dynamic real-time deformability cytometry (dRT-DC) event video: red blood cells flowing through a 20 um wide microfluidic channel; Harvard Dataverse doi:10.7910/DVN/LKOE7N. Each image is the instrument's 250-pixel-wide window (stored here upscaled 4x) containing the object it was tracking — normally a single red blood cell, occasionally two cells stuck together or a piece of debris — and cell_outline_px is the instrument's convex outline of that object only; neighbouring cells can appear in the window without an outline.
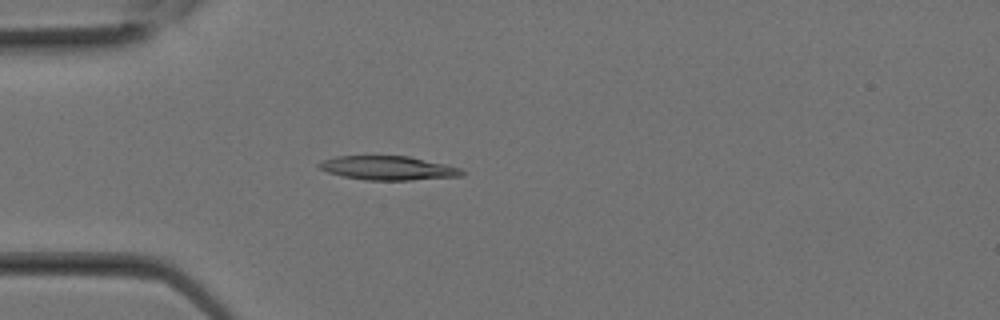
{"species": "Egyptian fruit bat (a non-hibernating species)", "species_latin": "Rousettus aegyptiacus", "temperature_condition": "room temperature", "stored_images_in_passage": 9, "camera_frame_rate_fps": 3000, "um_per_image_px": 0.085, "animal": {"sex": "female"}, "frame": {"image": 1, "passage_image": 7, "time_ms": 2.0, "image_size_px": [1000, 320], "cell_outline_px": [[464, 176], [412, 180], [364, 180], [344, 176], [328, 172], [320, 168], [316, 164], [324, 160], [336, 156], [408, 156], [444, 164], [460, 168], [464, 172]], "centroid_in_image_um": [33.0, 14.29], "position_along_channel_um": 52.0, "area_um2": 19.83}}
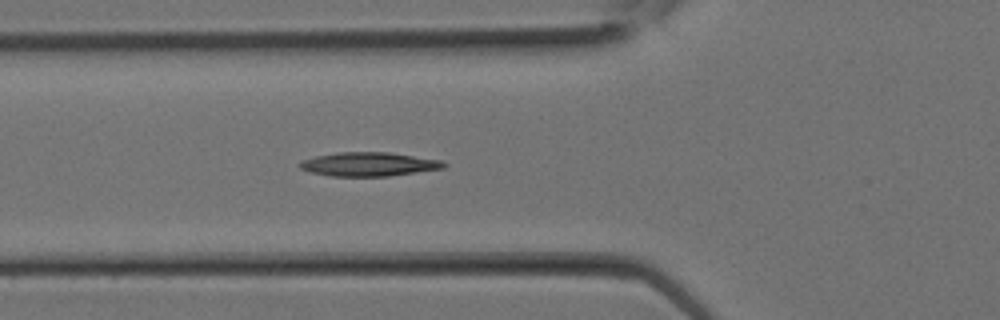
{"frame": {"image": 2, "passage_image": 9, "time_ms": 2.667, "image_size_px": [1000, 320], "cell_outline_px": [[448, 164], [444, 168], [388, 176], [332, 176], [312, 172], [300, 168], [300, 164], [304, 160], [316, 156], [340, 152], [388, 152], [440, 160]], "centroid_in_image_um": [31.38, 13.96], "position_along_channel_um": 94.4, "area_um2": 19.71}}